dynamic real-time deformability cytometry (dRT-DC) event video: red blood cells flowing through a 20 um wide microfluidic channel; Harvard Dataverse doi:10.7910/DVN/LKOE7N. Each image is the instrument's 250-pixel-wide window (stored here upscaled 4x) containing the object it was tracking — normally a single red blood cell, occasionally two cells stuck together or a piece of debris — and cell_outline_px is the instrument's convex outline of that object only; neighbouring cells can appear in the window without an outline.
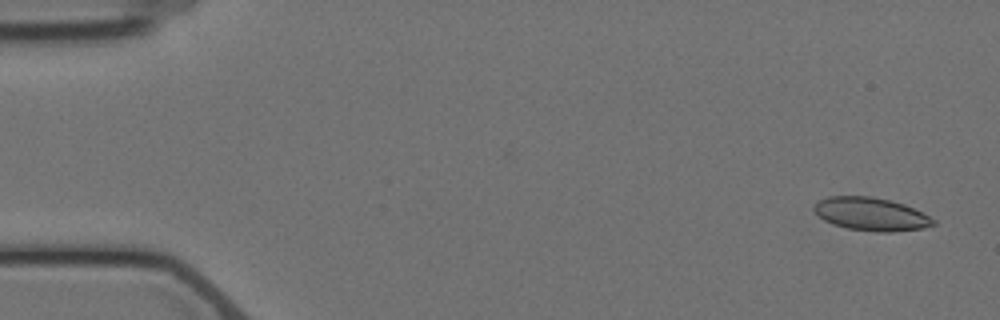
{"species": "Egyptian fruit bat (a non-hibernating species)", "species_latin": "Rousettus aegyptiacus", "temperature_condition": "cold", "stored_images_in_passage": 5, "segment_of_instrument_passage": [1, 2], "camera_frame_rate_fps": 3000, "um_per_image_px": 0.085, "animal": {"sex": "female"}, "frame": {"image": 1, "passage_image": 1, "time_ms": 0.0, "image_size_px": [1000, 320], "cell_outline_px": [[936, 224], [920, 228], [892, 232], [876, 232], [848, 228], [832, 224], [824, 220], [812, 208], [820, 200], [828, 196], [872, 196], [892, 200], [904, 204], [936, 220]], "centroid_in_image_um": [74.03, 18.19], "position_along_channel_um": 11.0, "area_um2": 22.83}}